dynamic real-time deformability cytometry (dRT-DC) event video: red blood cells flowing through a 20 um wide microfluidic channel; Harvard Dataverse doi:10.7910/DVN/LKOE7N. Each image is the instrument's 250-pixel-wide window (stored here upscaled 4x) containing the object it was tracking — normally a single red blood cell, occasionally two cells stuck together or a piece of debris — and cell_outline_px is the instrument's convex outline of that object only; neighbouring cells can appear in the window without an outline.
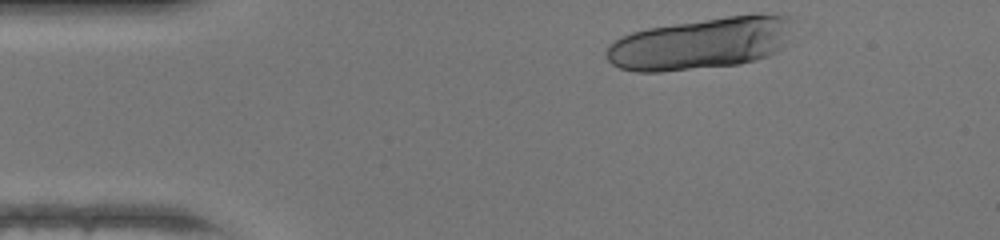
{"species": "human", "species_latin": "Homo sapiens", "temperature_condition": "warm", "stored_images_in_passage": 10, "camera_frame_rate_fps": 3000, "um_per_image_px": 0.085, "donor": {"sex": "female"}, "frame": {"image": 1, "passage_image": 1, "time_ms": 0.0, "image_size_px": [1000, 240], "cell_outline_px": [[792, 16], [780, 48], [776, 52], [768, 56], [756, 60], [740, 64], [660, 72], [636, 72], [620, 68], [612, 64], [608, 60], [604, 52], [616, 40], [632, 32], [648, 28], [752, 12], [756, 12]], "centroid_in_image_um": [59.55, 3.69], "position_along_channel_um": 25.5, "area_um2": 56.01}}